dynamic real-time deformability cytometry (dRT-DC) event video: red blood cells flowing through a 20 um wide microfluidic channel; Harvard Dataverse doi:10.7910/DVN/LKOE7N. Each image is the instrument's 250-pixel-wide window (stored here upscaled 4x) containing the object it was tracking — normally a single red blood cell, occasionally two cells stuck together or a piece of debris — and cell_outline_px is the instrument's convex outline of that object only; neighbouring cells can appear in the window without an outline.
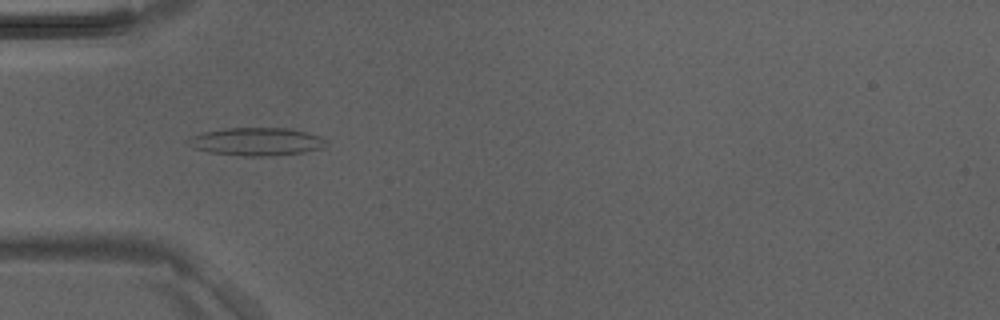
{"species": "Egyptian fruit bat (a non-hibernating species)", "species_latin": "Rousettus aegyptiacus", "temperature_condition": "room temperature", "stored_images_in_passage": 4, "camera_frame_rate_fps": 3000, "um_per_image_px": 0.085, "animal": {"sex": "male"}, "frame": {"image": 1, "passage_image": 4, "time_ms": 1.0, "image_size_px": [1000, 320], "cell_outline_px": [[328, 140], [324, 148], [304, 152], [268, 156], [244, 156], [212, 152], [196, 148], [184, 140], [192, 136], [204, 132], [228, 128], [284, 128], [304, 132], [320, 136]], "centroid_in_image_um": [21.84, 12.04], "position_along_channel_um": 63.2, "area_um2": 22.2}}